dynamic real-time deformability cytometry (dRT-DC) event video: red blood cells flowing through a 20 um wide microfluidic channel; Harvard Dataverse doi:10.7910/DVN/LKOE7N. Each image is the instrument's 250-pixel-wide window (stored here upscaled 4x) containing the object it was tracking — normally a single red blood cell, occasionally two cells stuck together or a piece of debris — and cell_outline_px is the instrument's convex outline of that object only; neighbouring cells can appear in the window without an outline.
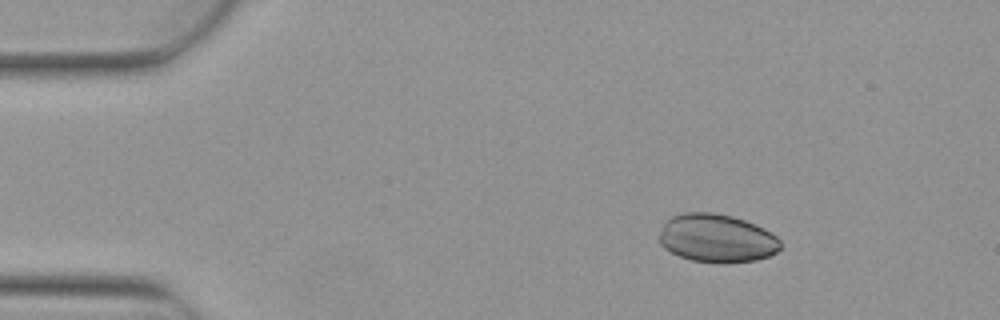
{"species": "Egyptian fruit bat (a non-hibernating species)", "species_latin": "Rousettus aegyptiacus", "temperature_condition": "warm", "stored_images_in_passage": 4, "camera_frame_rate_fps": 3000, "um_per_image_px": 0.085, "animal": {"sex": "female"}, "frame": {"image": 1, "passage_image": 1, "time_ms": 0.0, "image_size_px": [1000, 320], "cell_outline_px": [[780, 248], [776, 252], [768, 256], [756, 260], [724, 264], [720, 264], [692, 260], [680, 256], [664, 248], [660, 244], [660, 232], [664, 224], [672, 216], [684, 212], [712, 212], [732, 216], [744, 220], [764, 228], [776, 236], [780, 240]], "centroid_in_image_um": [60.93, 20.26], "position_along_channel_um": 24.1, "area_um2": 34.16}}
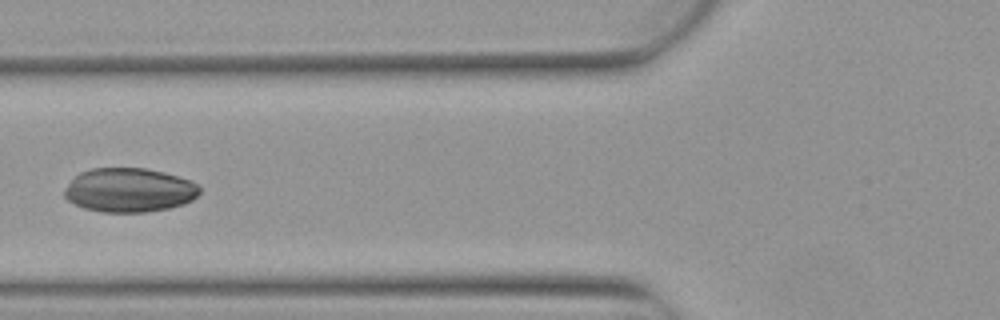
{"frame": {"image": 2, "passage_image": 4, "time_ms": 1.0, "image_size_px": [1000, 320], "cell_outline_px": [[200, 192], [192, 200], [184, 204], [168, 208], [144, 212], [100, 212], [84, 208], [68, 200], [64, 196], [64, 188], [80, 172], [92, 168], [144, 168], [164, 172], [188, 180], [196, 184], [200, 188]], "centroid_in_image_um": [10.97, 16.16], "position_along_channel_um": 114.8, "area_um2": 34.56}}